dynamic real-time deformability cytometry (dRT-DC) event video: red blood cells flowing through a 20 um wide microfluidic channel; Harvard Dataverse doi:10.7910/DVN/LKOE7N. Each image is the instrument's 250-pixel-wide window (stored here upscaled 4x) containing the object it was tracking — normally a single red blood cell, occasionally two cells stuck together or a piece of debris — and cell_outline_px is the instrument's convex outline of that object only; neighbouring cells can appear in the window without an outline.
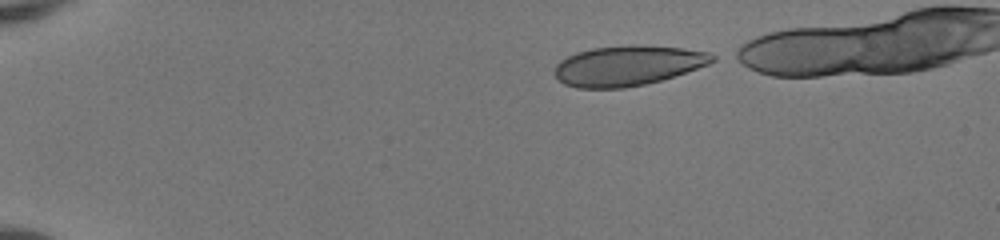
{"species": "human", "species_latin": "Homo sapiens", "temperature_condition": "room temperature", "stored_images_in_passage": 39, "camera_frame_rate_fps": 3000, "um_per_image_px": 0.085, "donor": {"sex": "female"}, "frame": {"image": 1, "passage_image": 1, "time_ms": 0.0, "image_size_px": [1000, 240], "cell_outline_px": [[716, 60], [708, 64], [660, 80], [644, 84], [624, 88], [576, 88], [564, 84], [556, 76], [556, 64], [560, 60], [576, 52], [592, 48], [628, 44], [644, 44], [684, 48], [708, 52], [716, 56]], "centroid_in_image_um": [53.35, 5.55], "position_along_channel_um": 31.6, "area_um2": 36.88}}
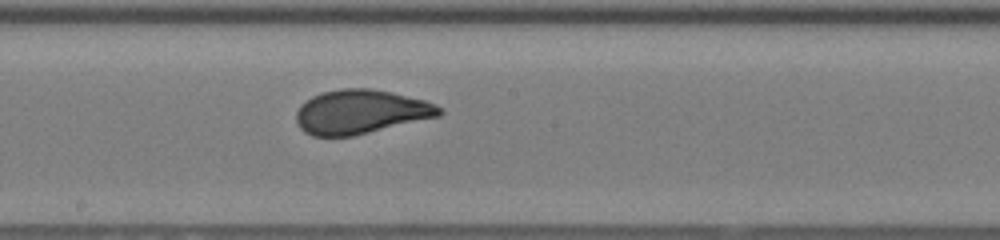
{"frame": {"image": 2, "passage_image": 21, "time_ms": 6.667, "image_size_px": [1000, 240], "cell_outline_px": [[444, 112], [440, 116], [352, 136], [312, 136], [304, 132], [296, 124], [296, 112], [300, 104], [312, 96], [324, 92], [340, 88], [368, 88], [392, 92], [424, 100], [436, 104]], "centroid_in_image_um": [30.63, 9.5], "position_along_channel_um": 217.6, "area_um2": 36.82}}
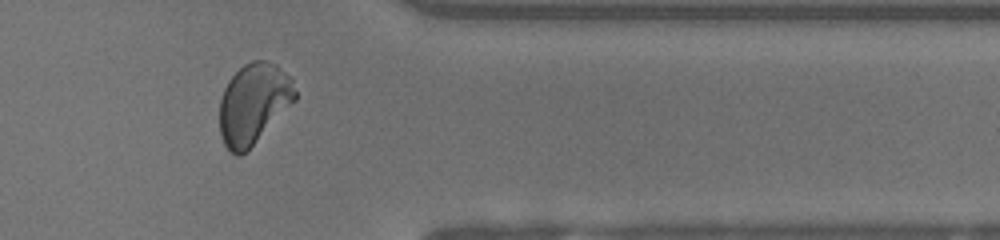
{"frame": {"image": 3, "passage_image": 34, "time_ms": 11.0, "image_size_px": [1000, 240], "cell_outline_px": [[296, 100], [240, 156], [236, 156], [228, 152], [220, 136], [220, 100], [224, 88], [228, 80], [244, 64], [252, 60], [264, 60], [276, 64], [292, 80], [296, 92]], "centroid_in_image_um": [21.52, 8.8], "position_along_channel_um": 389.9, "area_um2": 35.08}}